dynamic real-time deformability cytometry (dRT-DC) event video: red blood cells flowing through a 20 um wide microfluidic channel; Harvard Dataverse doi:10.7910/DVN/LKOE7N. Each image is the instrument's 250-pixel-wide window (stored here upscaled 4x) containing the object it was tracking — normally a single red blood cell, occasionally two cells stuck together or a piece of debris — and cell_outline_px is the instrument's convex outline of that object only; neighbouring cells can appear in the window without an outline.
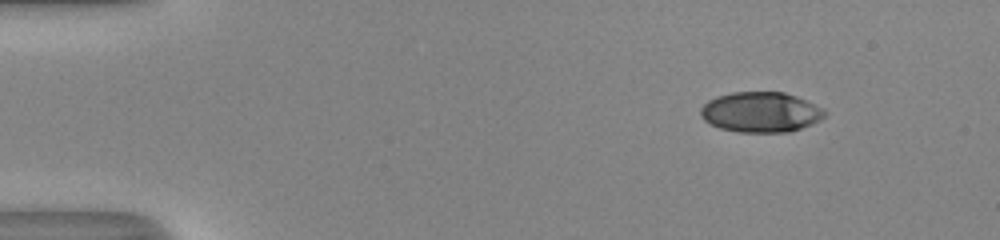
{"species": "human", "species_latin": "Homo sapiens", "temperature_condition": "room temperature", "stored_images_in_passage": 46, "camera_frame_rate_fps": 3000, "um_per_image_px": 0.085, "donor": {"sex": "male"}, "frame": {"image": 1, "passage_image": 1, "time_ms": 0.0, "image_size_px": [1000, 240], "cell_outline_px": [[828, 112], [820, 120], [812, 124], [788, 132], [736, 132], [720, 128], [704, 120], [700, 116], [700, 108], [708, 100], [716, 96], [732, 92], [784, 92], [796, 96], [824, 108]], "centroid_in_image_um": [64.66, 9.53], "position_along_channel_um": 20.3, "area_um2": 29.25}}
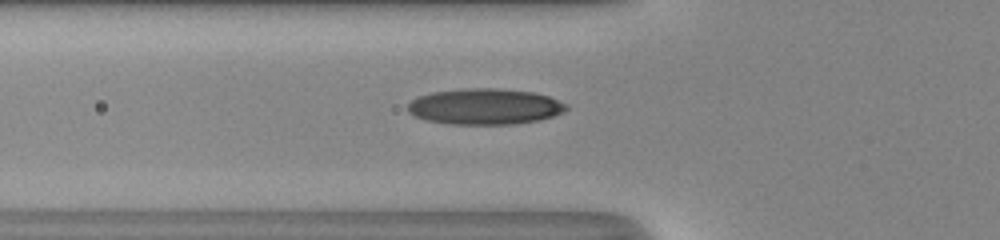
{"frame": {"image": 2, "passage_image": 14, "time_ms": 4.333, "image_size_px": [1000, 240], "cell_outline_px": [[568, 108], [564, 112], [540, 120], [516, 124], [448, 124], [424, 120], [408, 112], [408, 104], [412, 100], [420, 96], [432, 92], [464, 88], [500, 88], [532, 92], [548, 96], [568, 104]], "centroid_in_image_um": [41.23, 9.06], "position_along_channel_um": 84.6, "area_um2": 33.35}}
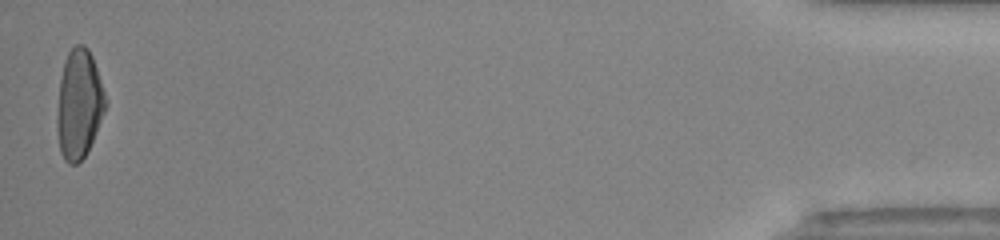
{"frame": {"image": 3, "passage_image": 46, "time_ms": 15.0, "image_size_px": [1000, 240], "cell_outline_px": [[108, 104], [92, 140], [84, 156], [76, 164], [68, 164], [64, 160], [60, 152], [56, 128], [56, 120], [60, 80], [64, 60], [68, 52], [76, 44], [84, 44], [88, 48], [92, 56], [108, 100]], "centroid_in_image_um": [6.71, 8.84], "position_along_channel_um": 428.5, "area_um2": 30.92}, "authors_computed_cell_mechanics": {"area_um2": 30.634, "velocity_mm_per_s": 4.0973, "shape_relaxation_time_tau1_ms": 6.657, "shape_relaxation_time_tau2_ms": 1.1568, "deformation_change_tau1": 0.2387, "deformation_change_tau2": 0.0621}}